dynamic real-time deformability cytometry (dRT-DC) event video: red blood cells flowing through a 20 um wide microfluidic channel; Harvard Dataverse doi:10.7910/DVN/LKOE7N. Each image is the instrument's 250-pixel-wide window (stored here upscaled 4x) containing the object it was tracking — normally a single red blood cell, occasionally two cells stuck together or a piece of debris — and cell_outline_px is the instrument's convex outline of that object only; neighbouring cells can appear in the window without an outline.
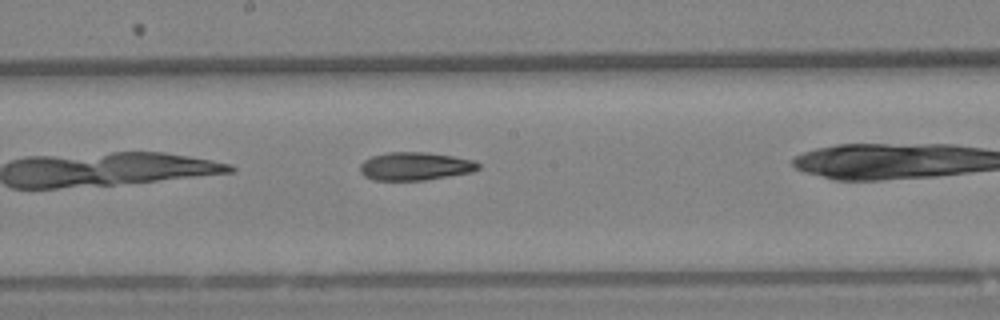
{"species": "Egyptian fruit bat (a non-hibernating species)", "species_latin": "Rousettus aegyptiacus", "temperature_condition": "warm", "stored_images_in_passage": 25, "camera_frame_rate_fps": 3000, "um_per_image_px": 0.085, "animal": {"sex": "female"}, "frame": {"image": 1, "passage_image": 15, "time_ms": 4.667, "image_size_px": [1000, 320], "cell_outline_px": [[480, 168], [472, 172], [424, 180], [372, 180], [364, 176], [360, 172], [360, 164], [364, 160], [372, 156], [388, 152], [424, 152], [452, 156], [472, 160], [480, 164]], "centroid_in_image_um": [35.26, 14.13], "position_along_channel_um": 212.9, "area_um2": 19.31}}